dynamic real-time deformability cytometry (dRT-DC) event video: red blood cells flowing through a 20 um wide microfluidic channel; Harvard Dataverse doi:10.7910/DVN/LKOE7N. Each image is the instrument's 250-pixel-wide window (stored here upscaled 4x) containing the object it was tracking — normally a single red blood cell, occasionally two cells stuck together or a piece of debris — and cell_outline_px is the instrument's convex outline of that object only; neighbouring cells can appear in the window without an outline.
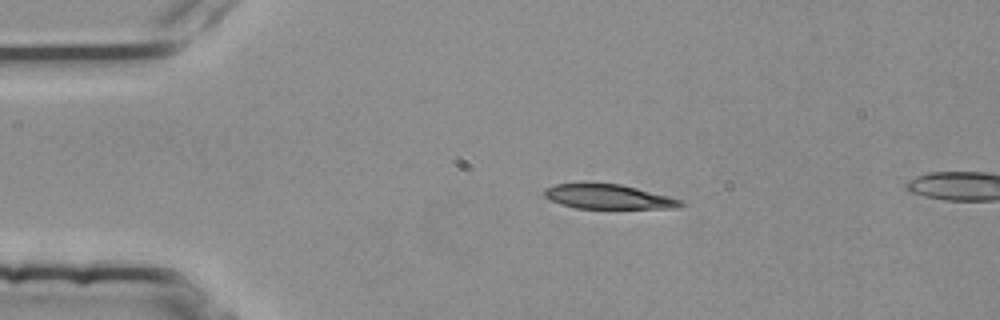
{"species": "common noctule bat (a hibernating species)", "species_latin": "Nyctalus noctula", "temperature_condition": "room temperature", "stored_images_in_passage": 5, "camera_frame_rate_fps": 3000, "um_per_image_px": 0.085, "animal": {"sex": "female", "body_mass_g": 25.1}, "frame": {"image": 1, "passage_image": 1, "time_ms": 0.0, "image_size_px": [1000, 320], "cell_outline_px": [[688, 204], [680, 208], [576, 208], [560, 204], [544, 196], [544, 188], [556, 184], [620, 184], [684, 200]], "centroid_in_image_um": [51.77, 16.74], "position_along_channel_um": 33.2, "area_um2": 19.31}}